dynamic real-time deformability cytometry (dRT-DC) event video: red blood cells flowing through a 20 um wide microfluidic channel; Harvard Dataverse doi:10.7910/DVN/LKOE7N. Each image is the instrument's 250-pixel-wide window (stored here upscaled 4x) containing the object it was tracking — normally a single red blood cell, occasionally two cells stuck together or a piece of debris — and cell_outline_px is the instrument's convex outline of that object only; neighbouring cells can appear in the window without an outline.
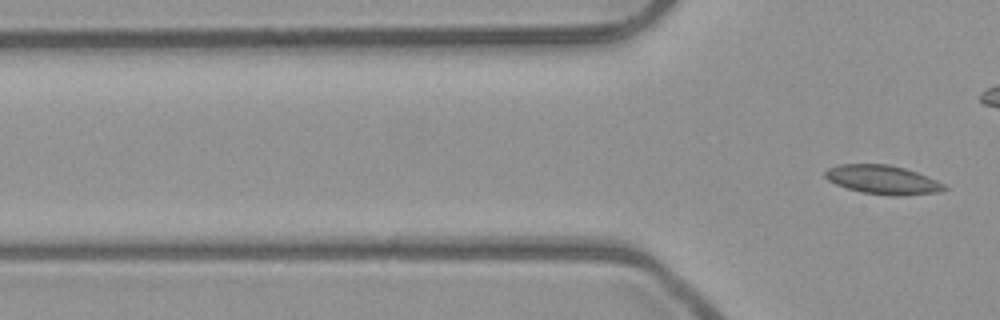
{"species": "common noctule bat (a hibernating species)", "species_latin": "Nyctalus noctula", "temperature_condition": "room temperature", "stored_images_in_passage": 6, "segment_of_instrument_passage": [2, 2], "camera_frame_rate_fps": 3000, "um_per_image_px": 0.085, "animal": {"sex": "male", "body_mass_g": 23.1, "forearm_length_mm": 52.7}, "frame": {"image": 1, "passage_image": 6, "time_ms": 1.667, "image_size_px": [1000, 320], "cell_outline_px": [[948, 188], [940, 192], [904, 196], [892, 196], [860, 192], [836, 184], [828, 180], [824, 176], [824, 172], [828, 168], [840, 164], [888, 164], [904, 168], [928, 176], [944, 184]], "centroid_in_image_um": [75.04, 15.28], "position_along_channel_um": 50.8, "area_um2": 20.17}}